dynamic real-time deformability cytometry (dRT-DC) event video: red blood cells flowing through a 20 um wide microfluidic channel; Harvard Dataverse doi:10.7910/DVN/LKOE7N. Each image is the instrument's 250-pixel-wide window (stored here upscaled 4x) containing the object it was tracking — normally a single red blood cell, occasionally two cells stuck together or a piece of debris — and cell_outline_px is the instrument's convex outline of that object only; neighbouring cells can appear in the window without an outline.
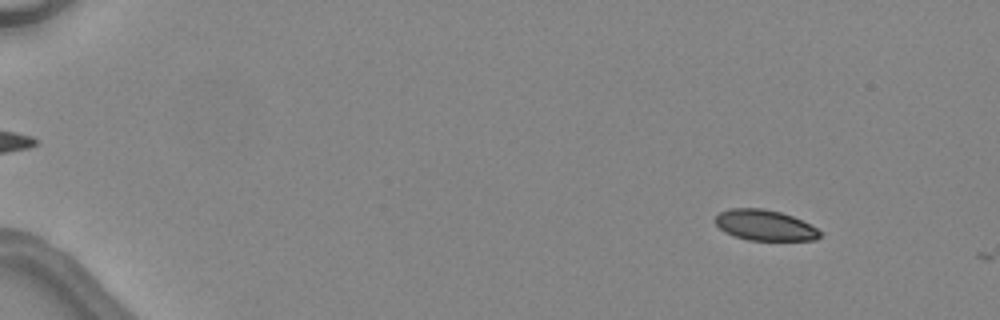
{"species": "common noctule bat (a hibernating species)", "species_latin": "Nyctalus noctula", "temperature_condition": "warm", "stored_images_in_passage": 7, "camera_frame_rate_fps": 3000, "um_per_image_px": 0.085, "animal": {"sex": "female", "body_mass_g": 24.6, "forearm_length_mm": 56.2}, "frame": {"image": 1, "passage_image": 6, "time_ms": 1.667, "image_size_px": [1000, 320], "cell_outline_px": [[824, 232], [816, 240], [748, 240], [724, 232], [716, 224], [716, 216], [720, 212], [732, 208], [764, 208], [780, 212], [792, 216]], "centroid_in_image_um": [65.02, 19.14], "position_along_channel_um": 20.0, "area_um2": 18.55}}